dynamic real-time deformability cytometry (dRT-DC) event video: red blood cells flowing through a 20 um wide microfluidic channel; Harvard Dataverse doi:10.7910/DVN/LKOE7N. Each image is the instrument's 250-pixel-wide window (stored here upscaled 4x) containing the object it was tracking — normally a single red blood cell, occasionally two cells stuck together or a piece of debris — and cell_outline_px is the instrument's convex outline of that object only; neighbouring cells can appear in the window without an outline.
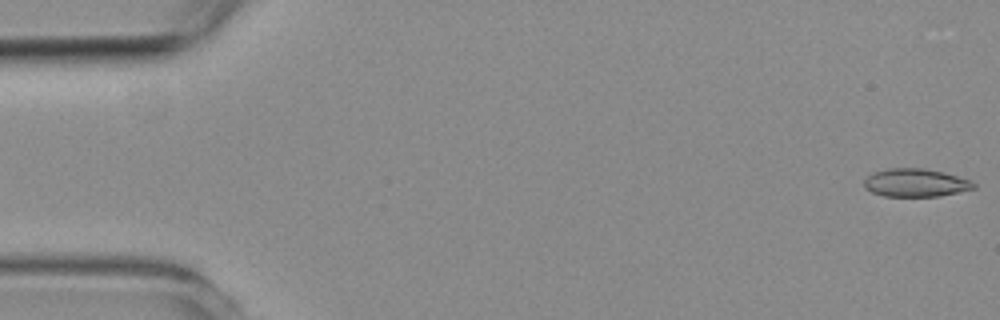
{"species": "common noctule bat (a hibernating species)", "species_latin": "Nyctalus noctula", "temperature_condition": "room temperature", "stored_images_in_passage": 4, "camera_frame_rate_fps": 3000, "um_per_image_px": 0.085, "animal": {"sex": "female", "body_mass_g": 19.3, "forearm_length_mm": 54.1}, "frame": {"image": 1, "passage_image": 1, "time_ms": 0.0, "image_size_px": [1000, 320], "cell_outline_px": [[976, 188], [940, 196], [884, 196], [872, 192], [864, 188], [864, 180], [872, 172], [888, 168], [924, 168], [944, 172], [972, 180], [976, 184]], "centroid_in_image_um": [77.83, 15.53], "position_along_channel_um": 7.2, "area_um2": 18.09}}